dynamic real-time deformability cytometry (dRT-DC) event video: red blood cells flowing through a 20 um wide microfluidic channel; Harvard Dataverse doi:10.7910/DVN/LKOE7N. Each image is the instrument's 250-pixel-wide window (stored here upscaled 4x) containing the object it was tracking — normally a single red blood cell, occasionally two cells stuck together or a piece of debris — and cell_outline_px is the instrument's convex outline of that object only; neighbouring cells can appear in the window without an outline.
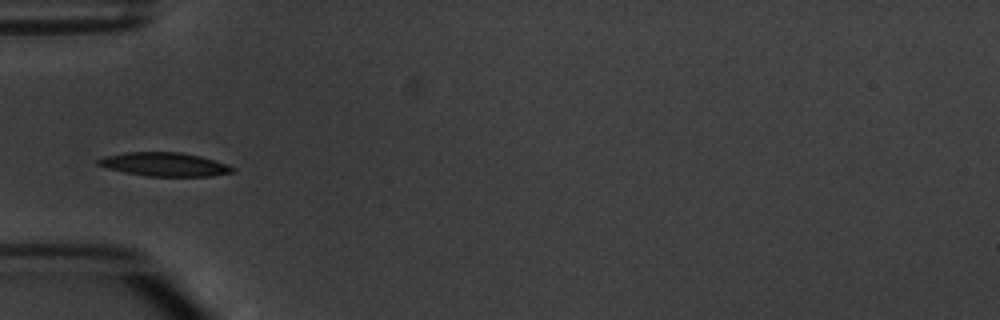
{"species": "common noctule bat (a hibernating species)", "species_latin": "Nyctalus noctula", "temperature_condition": "warm", "stored_images_in_passage": 1, "camera_frame_rate_fps": 3000, "um_per_image_px": 0.085, "animal": {"sex": "male", "body_mass_g": 20.1, "forearm_length_mm": 53.5}, "frame": {"image": 1, "passage_image": 1, "time_ms": 0.0, "image_size_px": [1000, 320], "cell_outline_px": [[236, 172], [212, 176], [148, 176], [124, 172], [108, 168], [96, 164], [96, 160], [104, 156], [128, 152], [180, 152], [200, 156], [228, 164], [236, 168]], "centroid_in_image_um": [14.02, 13.97], "position_along_channel_um": 71.0, "area_um2": 18.61}}